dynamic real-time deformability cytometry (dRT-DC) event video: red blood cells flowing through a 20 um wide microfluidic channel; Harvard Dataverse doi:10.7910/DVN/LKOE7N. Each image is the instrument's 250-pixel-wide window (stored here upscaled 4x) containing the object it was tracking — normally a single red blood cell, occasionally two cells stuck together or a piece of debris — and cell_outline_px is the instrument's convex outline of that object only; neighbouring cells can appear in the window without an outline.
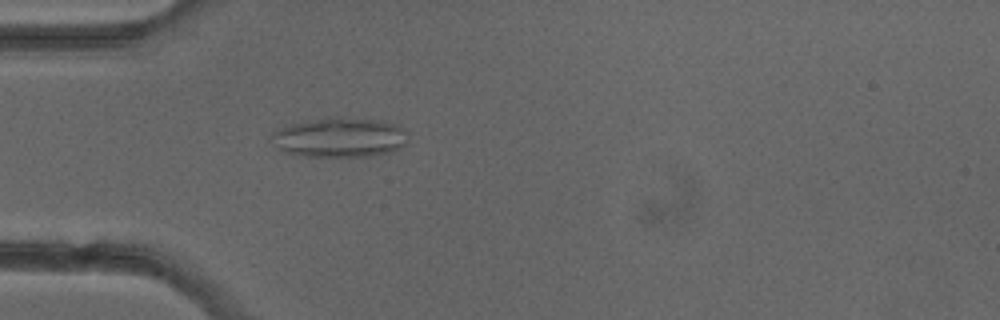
{"species": "common noctule bat (a hibernating species)", "species_latin": "Nyctalus noctula", "temperature_condition": "cold", "stored_images_in_passage": 3, "camera_frame_rate_fps": 3000, "um_per_image_px": 0.085, "animal": {"sex": "female"}, "frame": {"image": 1, "passage_image": 3, "time_ms": 2.667, "image_size_px": [1000, 320], "cell_outline_px": [[408, 144], [392, 152], [372, 156], [296, 156], [280, 152], [276, 148], [268, 136], [272, 132], [284, 124], [328, 116], [340, 116], [384, 120], [396, 124], [404, 128], [408, 132]], "centroid_in_image_um": [28.84, 11.66], "position_along_channel_um": 56.2, "area_um2": 33.06}}